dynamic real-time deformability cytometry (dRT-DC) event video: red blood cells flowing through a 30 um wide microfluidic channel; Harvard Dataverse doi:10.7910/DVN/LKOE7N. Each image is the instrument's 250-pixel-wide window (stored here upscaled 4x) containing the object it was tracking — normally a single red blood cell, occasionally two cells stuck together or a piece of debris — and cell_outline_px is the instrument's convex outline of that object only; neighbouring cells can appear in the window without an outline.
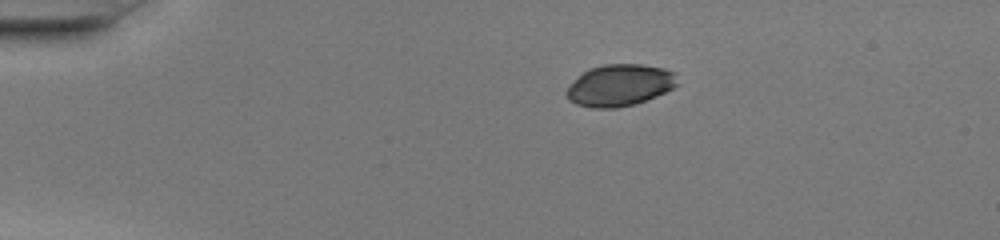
{"species": "common noctule bat (a hibernating species)", "species_latin": "Nyctalus noctula", "temperature_condition": "warm", "stored_images_in_passage": 40, "camera_frame_rate_fps": 3000, "um_per_image_px": 0.085, "animal": {"sex": "female", "body_mass_g": 20.0, "forearm_length_mm": 54.0}, "frame": {"image": 1, "passage_image": 1, "time_ms": 0.0, "image_size_px": [1000, 240], "cell_outline_px": [[680, 84], [656, 96], [636, 104], [616, 108], [592, 108], [576, 104], [568, 100], [564, 92], [588, 68], [604, 64], [640, 64], [664, 68], [676, 72]], "centroid_in_image_um": [52.71, 7.25], "position_along_channel_um": 32.3, "area_um2": 27.11}}
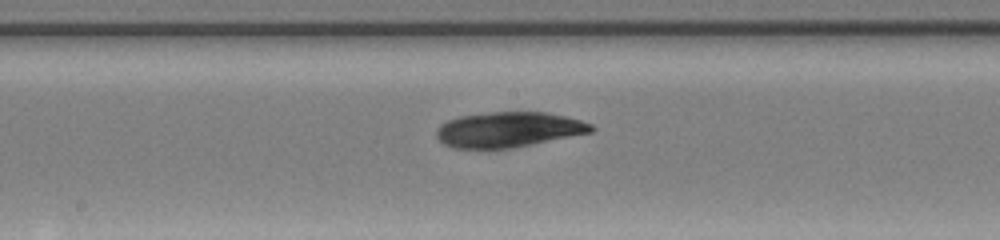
{"frame": {"image": 2, "passage_image": 18, "time_ms": 5.667, "image_size_px": [1000, 240], "cell_outline_px": [[596, 128], [592, 132], [512, 148], [452, 148], [444, 144], [436, 136], [436, 128], [440, 124], [448, 120], [460, 116], [492, 112], [548, 112], [580, 120], [592, 124]], "centroid_in_image_um": [43.22, 11.01], "position_along_channel_um": 205.0, "area_um2": 31.73}}
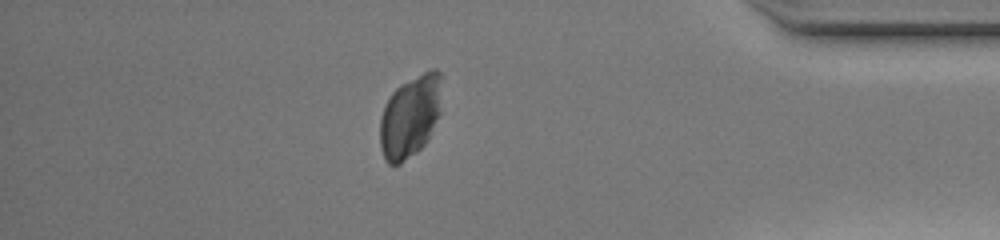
{"frame": {"image": 3, "passage_image": 34, "time_ms": 11.0, "image_size_px": [1000, 240], "cell_outline_px": [[440, 112], [428, 140], [416, 152], [400, 164], [388, 164], [384, 160], [380, 148], [380, 116], [384, 104], [392, 92], [400, 84], [432, 68], [436, 68], [440, 72]], "centroid_in_image_um": [34.83, 9.91], "position_along_channel_um": 400.4, "area_um2": 29.71}}